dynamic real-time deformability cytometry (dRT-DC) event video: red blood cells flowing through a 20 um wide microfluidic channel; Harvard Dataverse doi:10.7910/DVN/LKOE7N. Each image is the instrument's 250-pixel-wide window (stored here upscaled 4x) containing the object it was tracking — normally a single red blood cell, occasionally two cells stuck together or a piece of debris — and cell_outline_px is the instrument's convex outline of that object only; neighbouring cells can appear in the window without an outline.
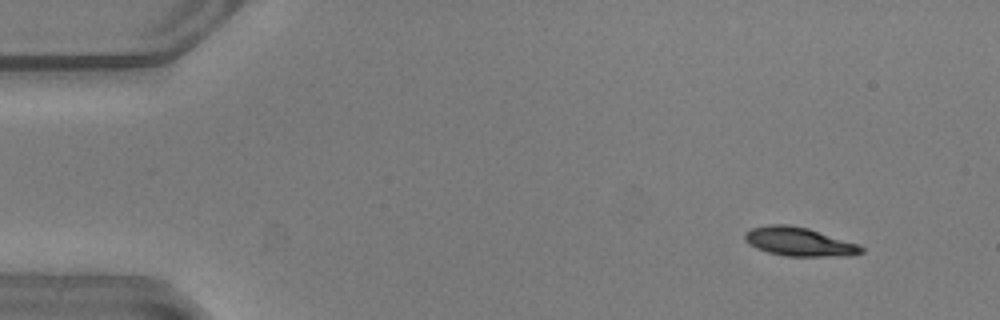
{"species": "common noctule bat (a hibernating species)", "species_latin": "Nyctalus noctula", "temperature_condition": "warm", "stored_images_in_passage": 52, "camera_frame_rate_fps": 3000, "um_per_image_px": 0.085, "animal": {"sex": "male", "body_mass_g": 20.5, "forearm_length_mm": 52.5}, "frame": {"image": 1, "passage_image": 4, "time_ms": 1.0, "image_size_px": [1000, 320], "cell_outline_px": [[864, 252], [852, 256], [784, 256], [768, 252], [756, 248], [748, 244], [744, 240], [744, 232], [752, 228], [768, 224], [788, 224], [808, 228], [860, 244], [864, 248]], "centroid_in_image_um": [67.94, 20.54], "position_along_channel_um": 17.1, "area_um2": 19.83}}
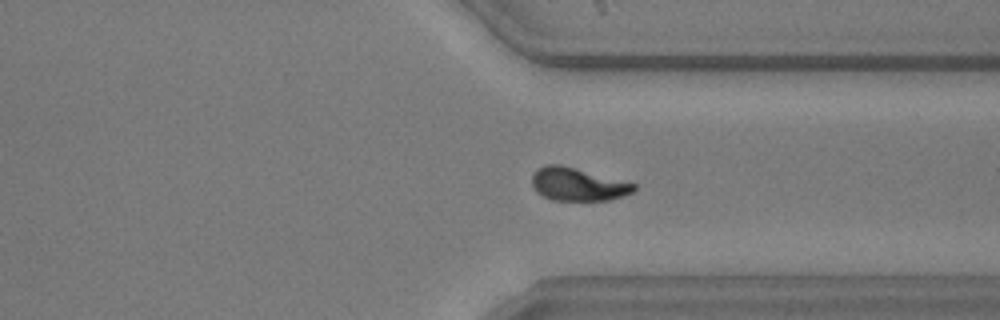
{"frame": {"image": 2, "passage_image": 39, "time_ms": 12.667, "image_size_px": [1000, 320], "cell_outline_px": [[636, 188], [632, 192], [608, 200], [552, 200], [536, 192], [532, 184], [532, 172], [536, 168], [544, 164], [560, 164], [636, 184]], "centroid_in_image_um": [49.04, 15.65], "position_along_channel_um": 362.4, "area_um2": 19.48}}
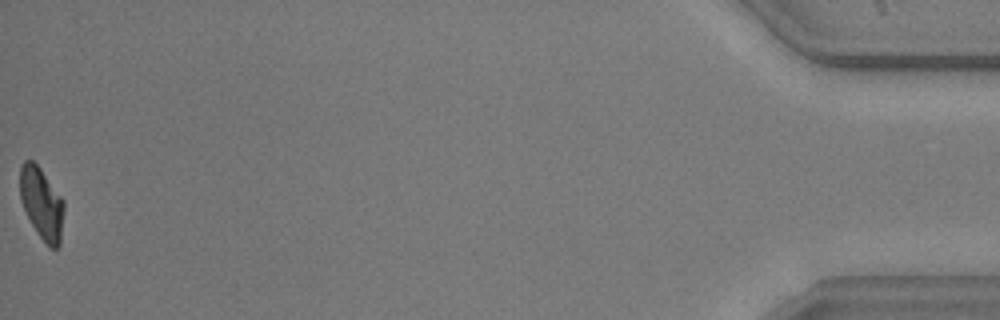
{"frame": {"image": 3, "passage_image": 52, "time_ms": 17.0, "image_size_px": [1000, 320], "cell_outline_px": [[64, 208], [60, 244], [56, 248], [48, 248], [32, 224], [20, 200], [20, 164], [24, 160], [32, 160], [40, 168], [64, 200]], "centroid_in_image_um": [3.54, 17.28], "position_along_channel_um": 431.7, "area_um2": 18.32}, "authors_computed_cell_mechanics": {"area_um2": 19.8543, "velocity_mm_per_s": 3.8666, "shape_relaxation_time_tau1_ms": 2.6015, "shape_relaxation_time_tau2_ms": 1.5512, "deformation_change_tau1": 0.1456, "deformation_change_tau2": 0.0492}}